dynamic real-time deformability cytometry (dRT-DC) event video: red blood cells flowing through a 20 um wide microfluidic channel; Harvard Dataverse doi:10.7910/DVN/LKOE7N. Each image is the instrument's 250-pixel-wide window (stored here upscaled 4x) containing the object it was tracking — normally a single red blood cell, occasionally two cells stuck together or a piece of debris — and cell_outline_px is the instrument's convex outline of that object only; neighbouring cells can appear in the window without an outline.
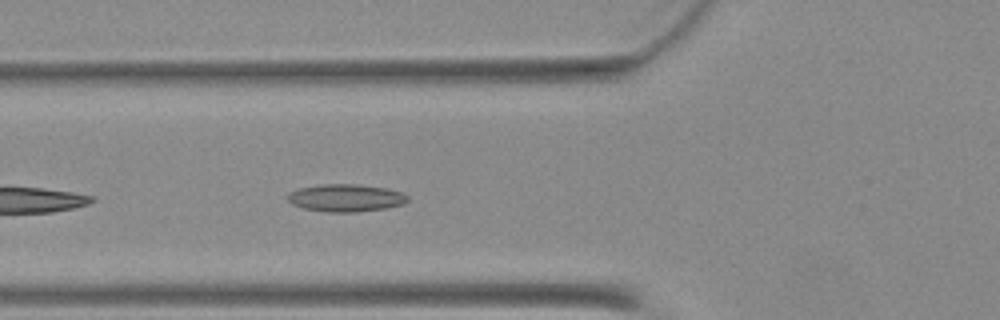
{"species": "Egyptian fruit bat (a non-hibernating species)", "species_latin": "Rousettus aegyptiacus", "temperature_condition": "warm", "stored_images_in_passage": 9, "camera_frame_rate_fps": 3000, "um_per_image_px": 0.085, "animal": {"sex": "female"}, "frame": {"image": 1, "passage_image": 4, "time_ms": 1.0, "image_size_px": [1000, 320], "cell_outline_px": [[408, 200], [404, 204], [388, 208], [356, 212], [328, 212], [304, 208], [292, 204], [288, 200], [288, 192], [300, 188], [324, 184], [356, 184], [388, 188], [400, 192], [408, 196]], "centroid_in_image_um": [29.42, 16.82], "position_along_channel_um": 96.4, "area_um2": 19.25}}